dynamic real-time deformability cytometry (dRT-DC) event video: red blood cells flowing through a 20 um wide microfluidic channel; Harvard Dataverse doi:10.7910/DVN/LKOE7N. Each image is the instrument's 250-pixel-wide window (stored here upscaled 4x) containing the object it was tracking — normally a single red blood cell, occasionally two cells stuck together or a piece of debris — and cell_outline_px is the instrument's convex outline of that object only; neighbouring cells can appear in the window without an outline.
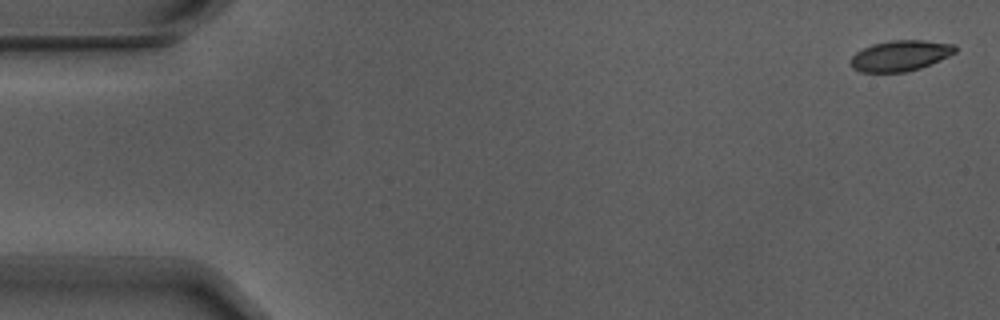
{"species": "Egyptian fruit bat (a non-hibernating species)", "species_latin": "Rousettus aegyptiacus", "temperature_condition": "warm", "stored_images_in_passage": 5, "camera_frame_rate_fps": 3000, "um_per_image_px": 0.085, "animal": {"sex": "male"}, "frame": {"image": 1, "passage_image": 1, "time_ms": 0.0, "image_size_px": [1000, 320], "cell_outline_px": [[956, 52], [940, 60], [920, 68], [904, 72], [860, 72], [852, 68], [852, 56], [856, 52], [872, 44], [892, 40], [924, 40], [956, 44]], "centroid_in_image_um": [76.54, 4.73], "position_along_channel_um": 8.5, "area_um2": 18.61}}